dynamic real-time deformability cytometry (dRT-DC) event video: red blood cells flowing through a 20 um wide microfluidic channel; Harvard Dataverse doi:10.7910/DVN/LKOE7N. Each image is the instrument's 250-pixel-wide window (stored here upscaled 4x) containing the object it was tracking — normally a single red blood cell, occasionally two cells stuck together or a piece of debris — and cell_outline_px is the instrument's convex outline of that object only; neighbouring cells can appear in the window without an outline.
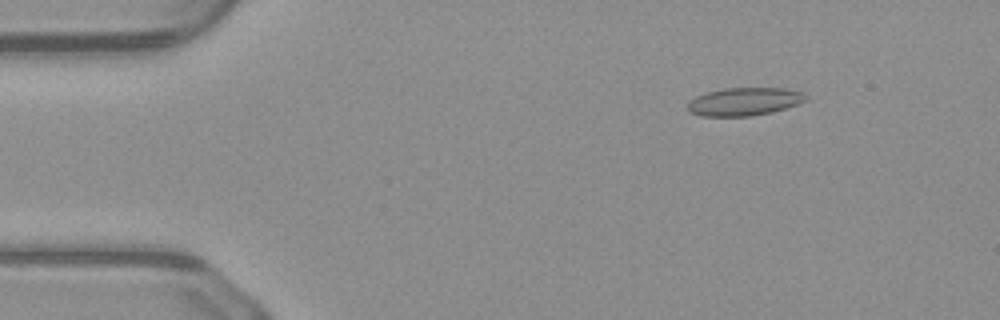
{"species": "common noctule bat (a hibernating species)", "species_latin": "Nyctalus noctula", "temperature_condition": "warm", "stored_images_in_passage": 50, "camera_frame_rate_fps": 3000, "um_per_image_px": 0.085, "animal": {"sex": "male", "body_mass_g": 23.1, "forearm_length_mm": 52.7}, "frame": {"image": 1, "passage_image": 7, "time_ms": 2.0, "image_size_px": [1000, 320], "cell_outline_px": [[808, 100], [772, 112], [752, 116], [700, 116], [688, 112], [688, 100], [696, 96], [708, 92], [724, 88], [784, 88], [804, 92]], "centroid_in_image_um": [63.24, 8.63], "position_along_channel_um": 21.8, "area_um2": 19.36}}
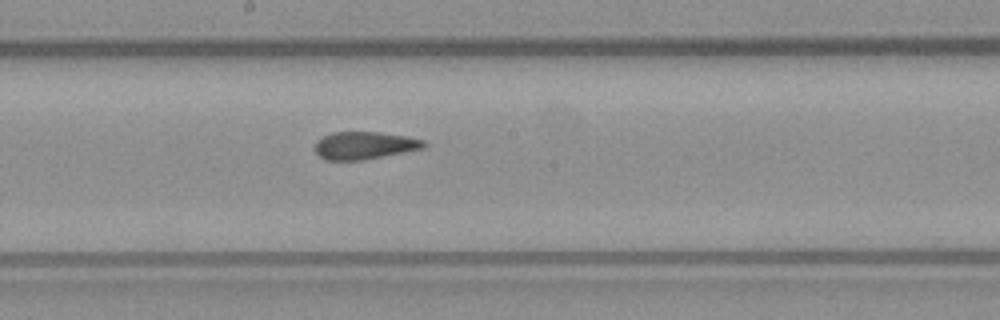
{"frame": {"image": 2, "passage_image": 27, "time_ms": 8.667, "image_size_px": [1000, 320], "cell_outline_px": [[428, 144], [424, 148], [364, 160], [324, 160], [312, 148], [316, 140], [332, 132], [380, 132], [404, 136], [424, 140]], "centroid_in_image_um": [30.94, 12.36], "position_along_channel_um": 217.3, "area_um2": 17.63}}
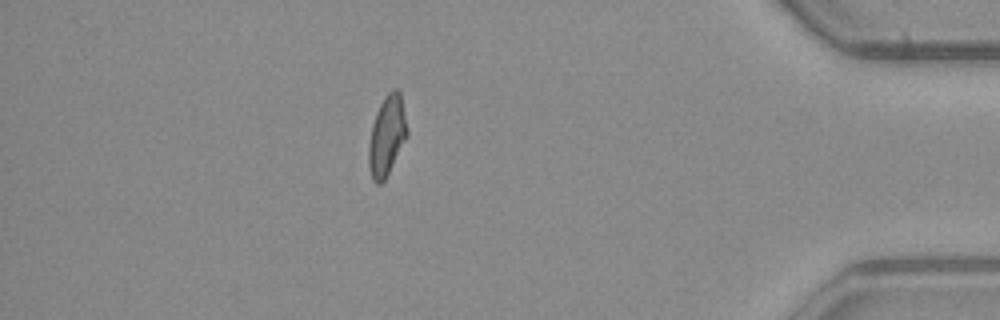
{"frame": {"image": 3, "passage_image": 44, "time_ms": 14.333, "image_size_px": [1000, 320], "cell_outline_px": [[408, 136], [384, 180], [380, 184], [376, 184], [372, 180], [368, 164], [368, 148], [372, 124], [376, 112], [384, 96], [392, 88], [396, 88], [400, 92], [408, 132]], "centroid_in_image_um": [32.87, 11.53], "position_along_channel_um": 402.3, "area_um2": 17.92}, "authors_computed_cell_mechanics": {"area_um2": 18.496, "velocity_mm_per_s": 4.1075, "shape_relaxation_time_tau1_ms": null, "shape_relaxation_time_tau2_ms": 1.5073, "deformation_change_tau1": null, "deformation_change_tau2": 0.0898}}